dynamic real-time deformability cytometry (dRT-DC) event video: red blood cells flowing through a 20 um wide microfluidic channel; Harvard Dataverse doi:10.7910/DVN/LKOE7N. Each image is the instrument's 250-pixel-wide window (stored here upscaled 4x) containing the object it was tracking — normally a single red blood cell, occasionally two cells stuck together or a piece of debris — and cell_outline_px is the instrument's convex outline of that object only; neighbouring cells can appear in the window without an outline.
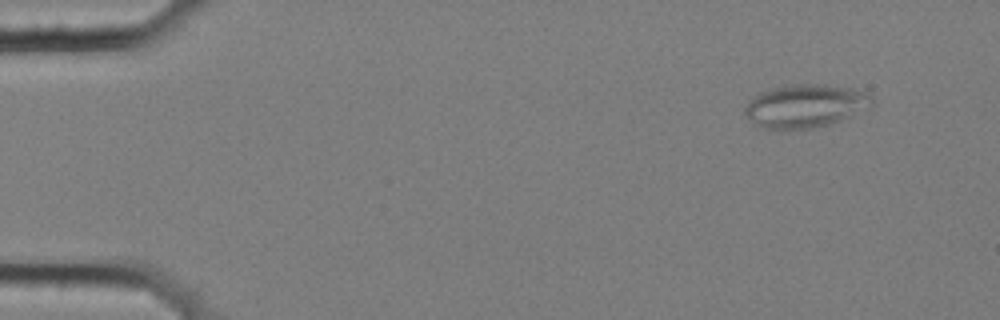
{"species": "common noctule bat (a hibernating species)", "species_latin": "Nyctalus noctula", "temperature_condition": "cold", "stored_images_in_passage": 10, "camera_frame_rate_fps": 3000, "um_per_image_px": 0.085, "animal": {"sex": "female", "body_mass_g": 25.1}, "frame": {"image": 1, "passage_image": 1, "time_ms": 0.0, "image_size_px": [1000, 320], "cell_outline_px": [[872, 108], [828, 124], [812, 128], [764, 128], [756, 124], [744, 112], [744, 108], [748, 100], [752, 96], [760, 92], [776, 88], [800, 84], [824, 84], [852, 88], [864, 92], [872, 96]], "centroid_in_image_um": [68.48, 8.99], "position_along_channel_um": 16.5, "area_um2": 31.56}}
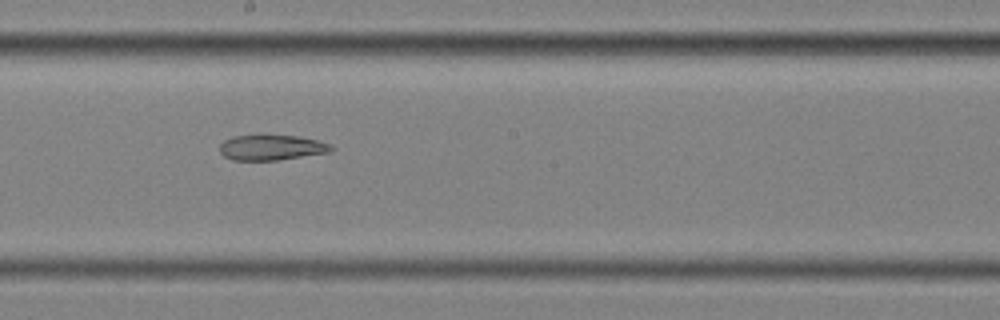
{"frame": {"image": 2, "passage_image": 9, "time_ms": 2.667, "image_size_px": [1000, 320], "cell_outline_px": [[336, 148], [328, 152], [276, 160], [232, 160], [224, 156], [220, 152], [220, 144], [224, 140], [232, 136], [260, 132], [264, 132], [300, 136], [316, 140], [328, 144]], "centroid_in_image_um": [23.01, 12.48], "position_along_channel_um": 225.2, "area_um2": 17.17}}
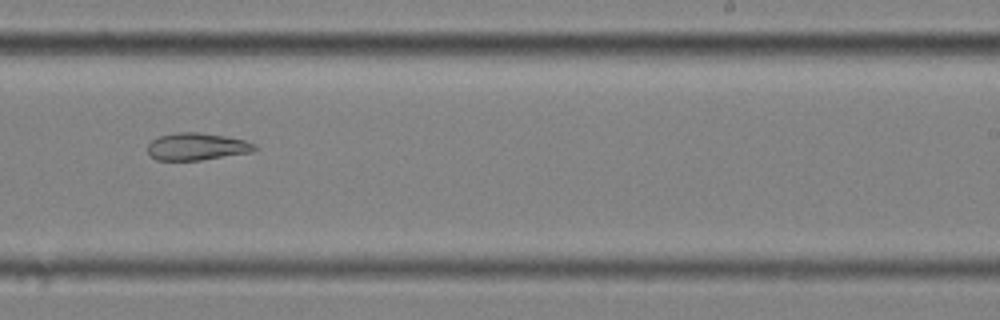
{"frame": {"image": 3, "passage_image": 10, "time_ms": 3.0, "image_size_px": [1000, 320], "cell_outline_px": [[260, 148], [252, 152], [200, 160], [156, 160], [148, 152], [148, 144], [152, 140], [160, 136], [180, 132], [196, 132], [224, 136], [244, 140], [256, 144]], "centroid_in_image_um": [16.77, 12.46], "position_along_channel_um": 272.2, "area_um2": 16.88}}